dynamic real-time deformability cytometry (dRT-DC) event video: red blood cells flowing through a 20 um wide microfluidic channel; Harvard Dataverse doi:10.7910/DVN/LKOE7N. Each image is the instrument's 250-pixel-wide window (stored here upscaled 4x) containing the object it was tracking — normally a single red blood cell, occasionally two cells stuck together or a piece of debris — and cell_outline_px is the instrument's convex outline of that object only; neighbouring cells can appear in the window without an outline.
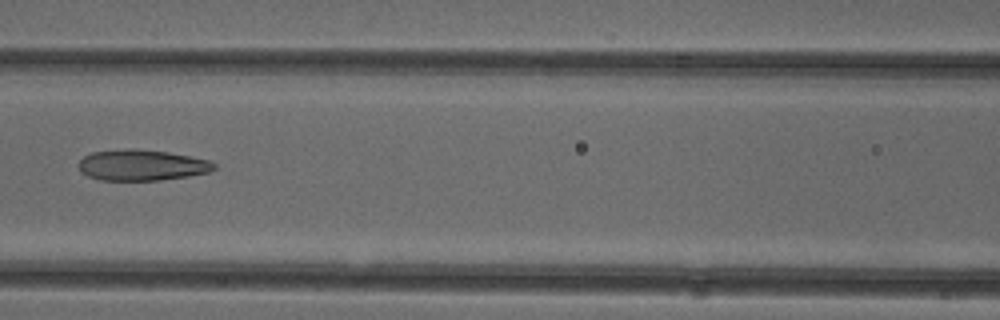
{"species": "common noctule bat (a hibernating species)", "species_latin": "Nyctalus noctula", "temperature_condition": "cold", "stored_images_in_passage": 7, "camera_frame_rate_fps": 3000, "um_per_image_px": 0.085, "animal": {"sex": "female"}, "frame": {"image": 1, "passage_image": 6, "time_ms": 1.667, "image_size_px": [1000, 320], "cell_outline_px": [[216, 168], [208, 172], [188, 176], [160, 180], [100, 180], [88, 176], [80, 172], [80, 160], [84, 156], [92, 152], [128, 148], [132, 148], [168, 152], [212, 160], [216, 164]], "centroid_in_image_um": [12.07, 14.03], "position_along_channel_um": 154.5, "area_um2": 24.45}}
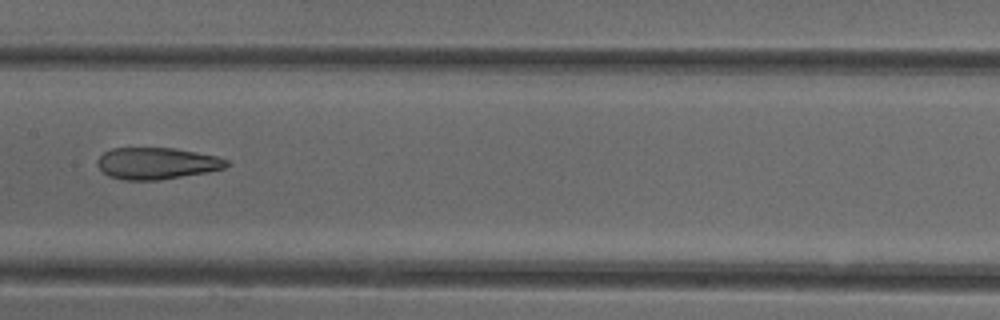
{"frame": {"image": 2, "passage_image": 7, "time_ms": 2.0, "image_size_px": [1000, 320], "cell_outline_px": [[232, 164], [224, 168], [208, 172], [160, 180], [124, 180], [108, 176], [96, 164], [96, 160], [104, 152], [112, 148], [176, 148], [216, 156], [228, 160]], "centroid_in_image_um": [13.34, 13.89], "position_along_channel_um": 194.1, "area_um2": 23.99}}